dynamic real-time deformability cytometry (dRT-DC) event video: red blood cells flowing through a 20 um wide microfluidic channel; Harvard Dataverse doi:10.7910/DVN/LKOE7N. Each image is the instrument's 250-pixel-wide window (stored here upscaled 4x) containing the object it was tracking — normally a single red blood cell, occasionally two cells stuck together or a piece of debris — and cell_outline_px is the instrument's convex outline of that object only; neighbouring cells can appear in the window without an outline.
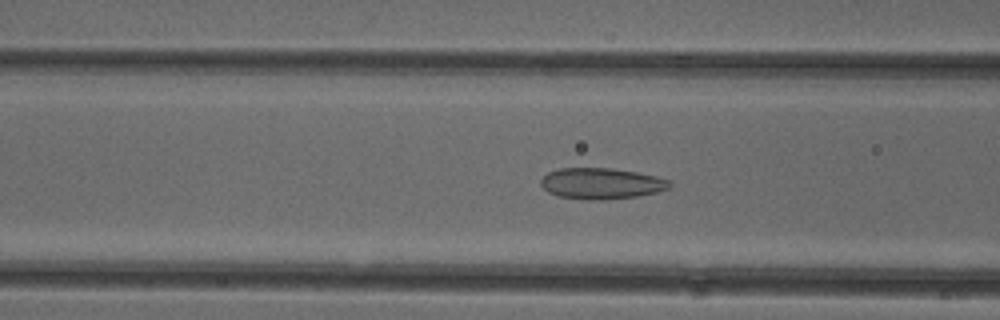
{"species": "common noctule bat (a hibernating species)", "species_latin": "Nyctalus noctula", "temperature_condition": "cold", "stored_images_in_passage": 51, "camera_frame_rate_fps": 3000, "um_per_image_px": 0.085, "animal": {"sex": "female"}, "frame": {"image": 1, "passage_image": 20, "time_ms": 6.333, "image_size_px": [1000, 320], "cell_outline_px": [[672, 184], [668, 188], [656, 192], [636, 196], [608, 200], [588, 200], [556, 196], [548, 192], [540, 184], [540, 180], [548, 172], [560, 168], [612, 168], [636, 172], [656, 176], [668, 180]], "centroid_in_image_um": [51.08, 15.6], "position_along_channel_um": 115.5, "area_um2": 23.35}}
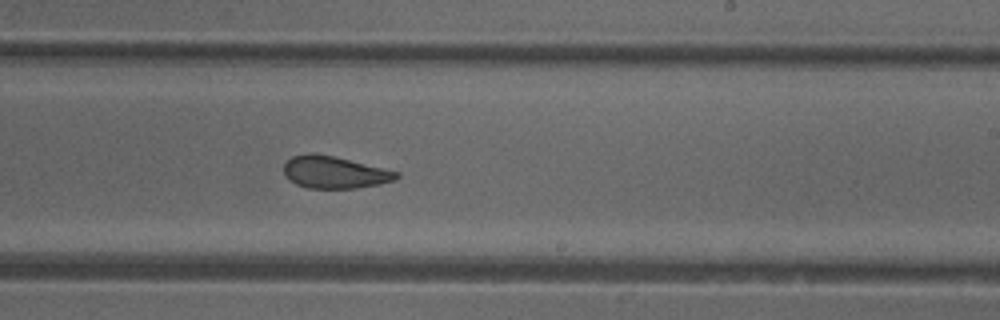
{"frame": {"image": 2, "passage_image": 31, "time_ms": 10.0, "image_size_px": [1000, 320], "cell_outline_px": [[400, 176], [396, 180], [380, 184], [356, 188], [308, 188], [296, 184], [288, 180], [284, 176], [284, 164], [292, 156], [308, 152], [312, 152], [332, 156], [400, 172]], "centroid_in_image_um": [28.41, 14.65], "position_along_channel_um": 260.6, "area_um2": 21.15}}
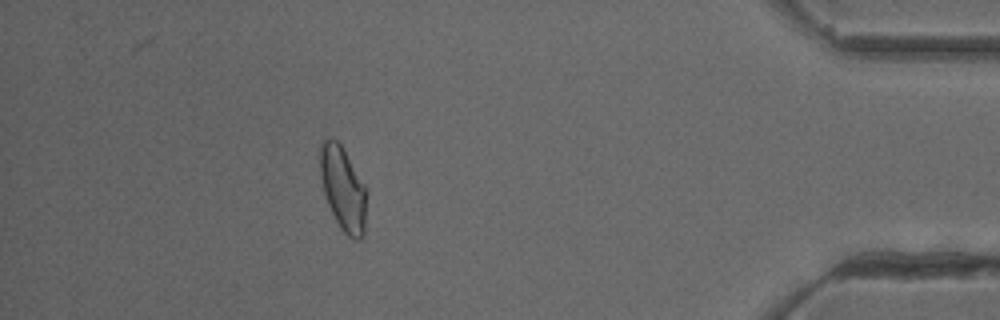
{"frame": {"image": 3, "passage_image": 46, "time_ms": 15.0, "image_size_px": [1000, 320], "cell_outline_px": [[364, 236], [360, 240], [356, 240], [348, 236], [340, 228], [328, 204], [324, 192], [320, 176], [320, 144], [328, 136], [332, 136], [340, 144], [364, 184]], "centroid_in_image_um": [29.11, 16.01], "position_along_channel_um": 406.1, "area_um2": 22.2}, "authors_computed_cell_mechanics": {"area_um2": 23.12, "velocity_mm_per_s": 3.9655, "shape_relaxation_time_tau1_ms": null, "shape_relaxation_time_tau2_ms": 1.71, "deformation_change_tau1": null, "deformation_change_tau2": 0.0886}}